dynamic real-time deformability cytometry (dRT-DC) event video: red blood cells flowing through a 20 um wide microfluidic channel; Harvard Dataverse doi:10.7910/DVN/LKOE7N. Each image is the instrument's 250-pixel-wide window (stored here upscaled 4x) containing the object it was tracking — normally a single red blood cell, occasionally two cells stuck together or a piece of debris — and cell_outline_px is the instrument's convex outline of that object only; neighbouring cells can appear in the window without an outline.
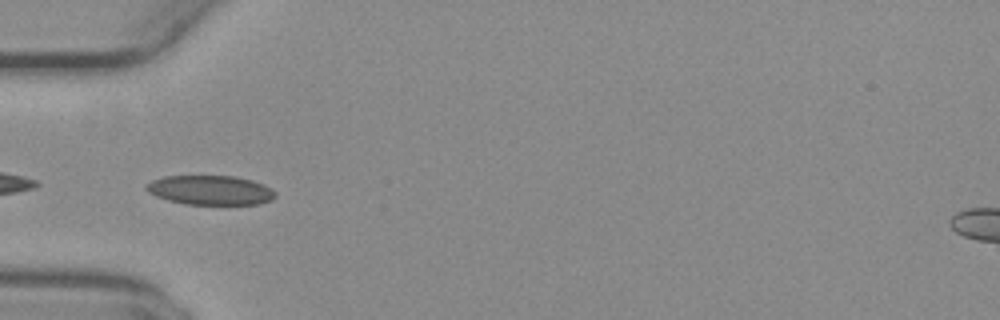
{"species": "common noctule bat (a hibernating species)", "species_latin": "Nyctalus noctula", "temperature_condition": "warm", "stored_images_in_passage": 51, "camera_frame_rate_fps": 3000, "um_per_image_px": 0.085, "animal": {"sex": "female", "body_mass_g": 29.2, "forearm_length_mm": 56.3}, "frame": {"image": 1, "passage_image": 17, "time_ms": 5.333, "image_size_px": [1000, 320], "cell_outline_px": [[276, 196], [272, 200], [260, 204], [184, 204], [168, 200], [156, 196], [148, 192], [144, 188], [144, 184], [152, 180], [164, 176], [236, 176], [252, 180], [264, 184], [272, 188], [276, 192]], "centroid_in_image_um": [17.89, 16.16], "position_along_channel_um": 67.1, "area_um2": 22.37}}
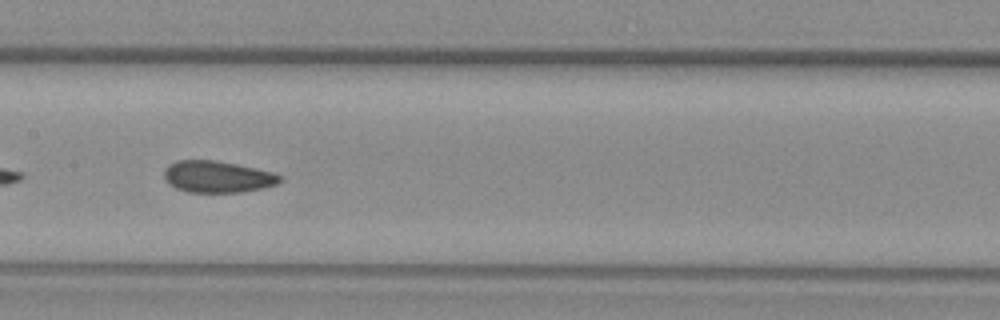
{"frame": {"image": 2, "passage_image": 26, "time_ms": 8.333, "image_size_px": [1000, 320], "cell_outline_px": [[284, 176], [276, 184], [264, 188], [240, 192], [188, 192], [176, 188], [168, 184], [164, 180], [164, 168], [168, 164], [176, 160], [212, 160], [236, 164], [272, 172]], "centroid_in_image_um": [18.44, 15.02], "position_along_channel_um": 189.0, "area_um2": 21.44}}
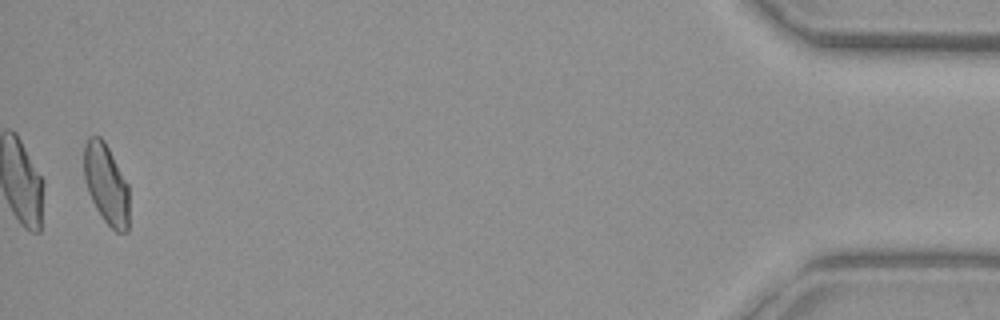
{"frame": {"image": 3, "passage_image": 50, "time_ms": 16.333, "image_size_px": [1000, 320], "cell_outline_px": [[128, 232], [116, 232], [104, 220], [96, 208], [88, 192], [84, 180], [84, 144], [88, 136], [100, 136], [104, 140], [128, 184]], "centroid_in_image_um": [9.01, 15.63], "position_along_channel_um": 426.2, "area_um2": 21.1}, "authors_computed_cell_mechanics": {"area_um2": 21.964, "velocity_mm_per_s": 4.0787, "shape_relaxation_time_tau1_ms": null, "shape_relaxation_time_tau2_ms": 1.5141, "deformation_change_tau1": null, "deformation_change_tau2": 0.068}}